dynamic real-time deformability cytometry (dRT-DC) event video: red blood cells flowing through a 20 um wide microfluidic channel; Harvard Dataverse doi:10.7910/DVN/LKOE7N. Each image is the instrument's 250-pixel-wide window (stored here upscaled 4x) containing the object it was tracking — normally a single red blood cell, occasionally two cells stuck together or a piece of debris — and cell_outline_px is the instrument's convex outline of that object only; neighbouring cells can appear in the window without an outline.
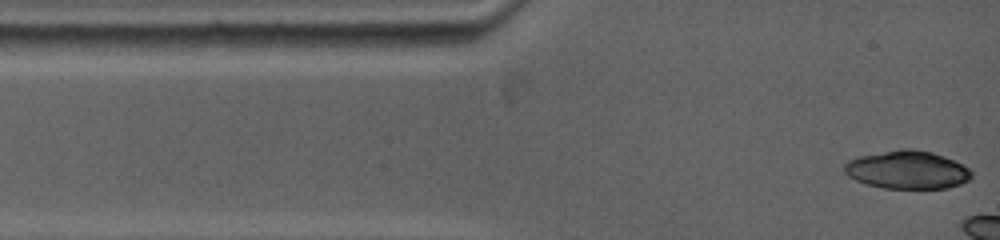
{"species": "common noctule bat (a hibernating species)", "species_latin": "Nyctalus noctula", "temperature_condition": "warm", "stored_images_in_passage": 6, "camera_frame_rate_fps": 5000, "um_per_image_px": 0.085, "animal": {"sex": "female", "body_mass_g": 19.0, "forearm_length_mm": 53.3}, "frame": {"image": 1, "passage_image": 1, "time_ms": 0.0, "image_size_px": [1000, 240], "cell_outline_px": [[972, 176], [968, 180], [960, 184], [948, 188], [884, 188], [864, 184], [848, 176], [844, 172], [844, 164], [848, 160], [860, 156], [900, 148], [912, 148], [932, 152], [944, 156], [968, 168], [972, 172]], "centroid_in_image_um": [77.09, 14.43], "position_along_channel_um": 7.9, "area_um2": 28.26}}